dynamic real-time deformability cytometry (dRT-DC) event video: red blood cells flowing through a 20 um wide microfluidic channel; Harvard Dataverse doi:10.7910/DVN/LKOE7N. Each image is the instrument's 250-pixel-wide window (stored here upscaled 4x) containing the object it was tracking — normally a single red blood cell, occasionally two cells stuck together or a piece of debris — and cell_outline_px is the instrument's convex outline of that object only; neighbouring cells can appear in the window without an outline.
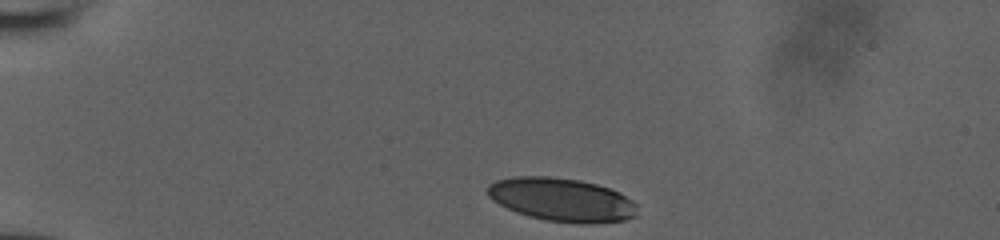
{"species": "human", "species_latin": "Homo sapiens", "temperature_condition": "room temperature", "stored_images_in_passage": 33, "camera_frame_rate_fps": 3000, "um_per_image_px": 0.085, "donor": {"sex": "male"}, "frame": {"image": 1, "passage_image": 1, "time_ms": 0.0, "image_size_px": [1000, 240], "cell_outline_px": [[636, 216], [624, 220], [584, 224], [580, 224], [548, 220], [528, 216], [516, 212], [492, 200], [488, 196], [488, 184], [496, 180], [512, 176], [548, 176], [580, 180], [596, 184], [620, 192], [632, 200], [636, 204]], "centroid_in_image_um": [47.74, 16.96], "position_along_channel_um": 37.3, "area_um2": 37.86}}
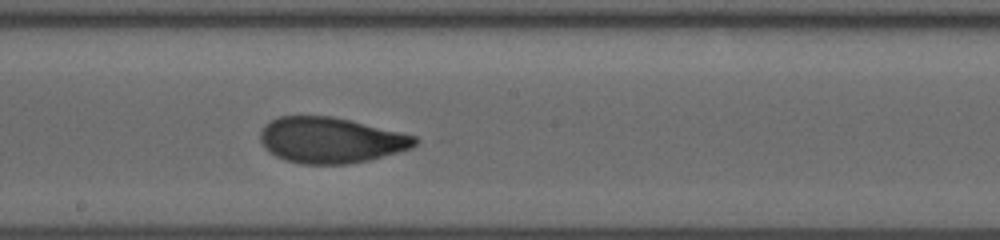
{"frame": {"image": 2, "passage_image": 19, "time_ms": 6.0, "image_size_px": [1000, 240], "cell_outline_px": [[420, 140], [412, 148], [368, 160], [348, 164], [300, 164], [284, 160], [268, 152], [264, 148], [260, 140], [260, 132], [264, 124], [280, 116], [332, 116], [400, 132], [416, 136]], "centroid_in_image_um": [28.08, 11.92], "position_along_channel_um": 220.1, "area_um2": 41.27}}
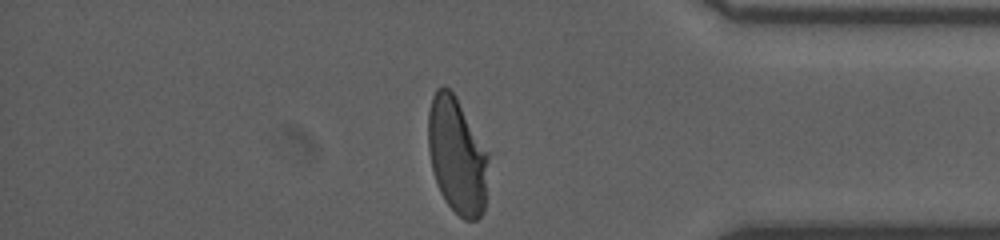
{"frame": {"image": 3, "passage_image": 33, "time_ms": 10.667, "image_size_px": [1000, 240], "cell_outline_px": [[488, 160], [484, 212], [476, 220], [464, 220], [444, 200], [440, 192], [432, 168], [428, 148], [428, 112], [432, 96], [436, 88], [448, 88], [456, 96], [488, 152]], "centroid_in_image_um": [38.84, 13.23], "position_along_channel_um": 396.4, "area_um2": 40.63}}